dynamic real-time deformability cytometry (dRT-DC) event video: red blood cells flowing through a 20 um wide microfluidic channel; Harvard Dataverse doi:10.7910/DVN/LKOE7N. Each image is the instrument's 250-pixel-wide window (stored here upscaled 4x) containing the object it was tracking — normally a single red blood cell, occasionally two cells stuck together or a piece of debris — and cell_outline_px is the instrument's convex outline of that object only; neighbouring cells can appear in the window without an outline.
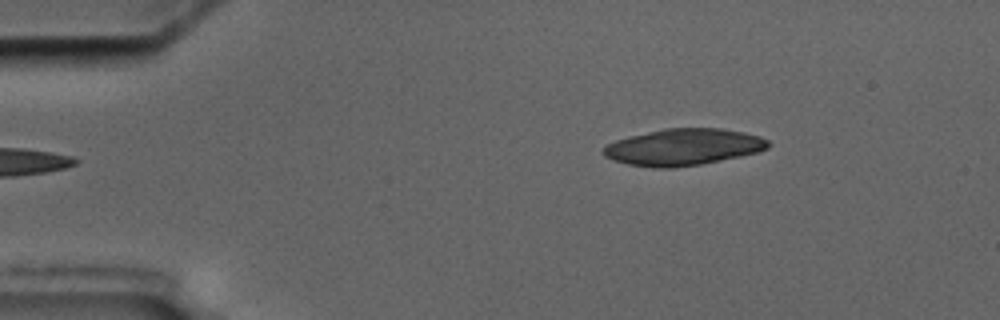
{"species": "common noctule bat (a hibernating species)", "species_latin": "Nyctalus noctula", "temperature_condition": "cold", "stored_images_in_passage": 2, "camera_frame_rate_fps": 3000, "um_per_image_px": 0.085, "animal": {"sex": "male", "body_mass_g": 17.5, "forearm_length_mm": 52.3}, "frame": {"image": 1, "passage_image": 2, "time_ms": 1.333, "image_size_px": [1000, 320], "cell_outline_px": [[772, 144], [768, 148], [756, 152], [740, 156], [700, 164], [676, 168], [652, 168], [628, 164], [612, 160], [604, 156], [600, 152], [608, 144], [616, 140], [628, 136], [664, 128], [720, 128], [744, 132], [760, 136], [768, 140]], "centroid_in_image_um": [58.06, 12.5], "position_along_channel_um": 26.9, "area_um2": 35.32}}